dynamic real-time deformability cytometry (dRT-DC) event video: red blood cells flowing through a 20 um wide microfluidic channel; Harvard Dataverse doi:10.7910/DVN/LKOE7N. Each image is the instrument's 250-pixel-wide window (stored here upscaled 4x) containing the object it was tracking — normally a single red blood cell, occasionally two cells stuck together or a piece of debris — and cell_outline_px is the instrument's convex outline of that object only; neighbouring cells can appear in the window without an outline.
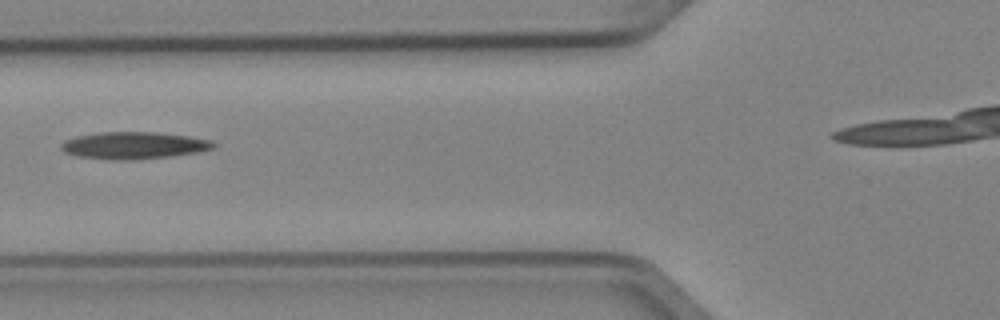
{"species": "Egyptian fruit bat (a non-hibernating species)", "species_latin": "Rousettus aegyptiacus", "temperature_condition": "cold", "stored_images_in_passage": 3, "camera_frame_rate_fps": 3000, "um_per_image_px": 0.085, "animal": {"sex": "female"}, "frame": {"image": 1, "passage_image": 3, "time_ms": 0.667, "image_size_px": [1000, 320], "cell_outline_px": [[216, 144], [212, 148], [200, 152], [172, 156], [136, 160], [108, 160], [76, 156], [64, 152], [60, 148], [60, 144], [64, 140], [76, 136], [96, 132], [156, 132], [188, 136], [212, 140]], "centroid_in_image_um": [11.34, 12.37], "position_along_channel_um": 114.5, "area_um2": 24.39}}